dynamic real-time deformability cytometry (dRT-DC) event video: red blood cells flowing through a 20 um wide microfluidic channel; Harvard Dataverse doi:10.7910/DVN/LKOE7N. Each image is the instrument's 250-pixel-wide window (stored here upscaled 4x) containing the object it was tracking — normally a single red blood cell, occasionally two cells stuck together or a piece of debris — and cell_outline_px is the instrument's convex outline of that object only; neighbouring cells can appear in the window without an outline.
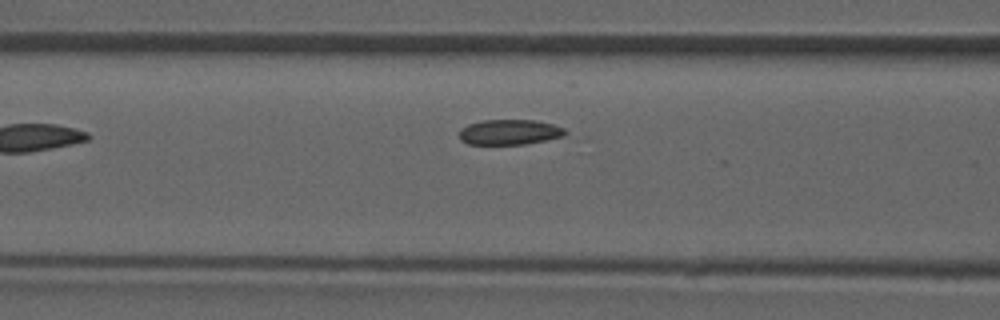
{"species": "common noctule bat (a hibernating species)", "species_latin": "Nyctalus noctula", "temperature_condition": "room temperature", "stored_images_in_passage": 5, "camera_frame_rate_fps": 3000, "um_per_image_px": 0.085, "animal": {"sex": "male", "forearm_length_mm": 52.5}, "frame": {"image": 1, "passage_image": 5, "time_ms": 4.667, "image_size_px": [1000, 320], "cell_outline_px": [[568, 132], [564, 136], [524, 144], [468, 144], [460, 140], [460, 128], [468, 124], [484, 120], [536, 120], [552, 124], [564, 128]], "centroid_in_image_um": [43.3, 11.22], "position_along_channel_um": 123.3, "area_um2": 15.55}}